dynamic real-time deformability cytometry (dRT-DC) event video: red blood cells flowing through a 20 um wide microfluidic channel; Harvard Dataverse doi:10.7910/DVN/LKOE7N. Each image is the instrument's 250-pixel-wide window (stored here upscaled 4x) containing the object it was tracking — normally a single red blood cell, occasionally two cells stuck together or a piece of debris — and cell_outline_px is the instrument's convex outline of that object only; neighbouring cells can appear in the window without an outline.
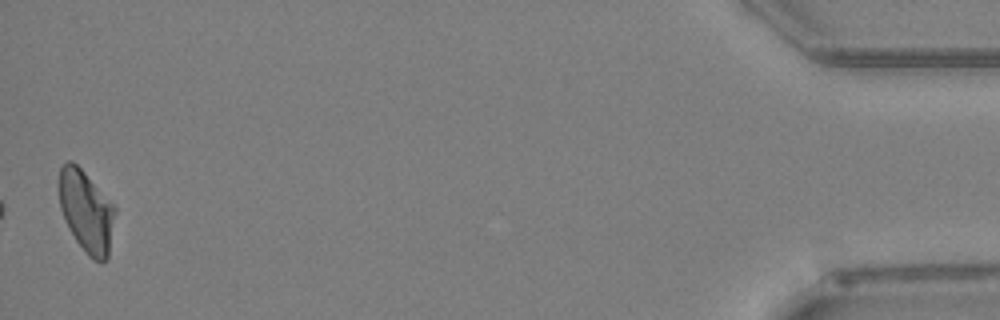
{"species": "Egyptian fruit bat (a non-hibernating species)", "species_latin": "Rousettus aegyptiacus", "temperature_condition": "warm", "stored_images_in_passage": 32, "camera_frame_rate_fps": 3000, "um_per_image_px": 0.085, "animal": {"sex": "female"}, "frame": {"image": 1, "passage_image": 32, "time_ms": 10.333, "image_size_px": [1000, 320], "cell_outline_px": [[116, 212], [108, 256], [100, 264], [92, 260], [88, 256], [76, 240], [64, 220], [60, 208], [60, 168], [68, 160], [72, 160], [84, 172], [116, 208]], "centroid_in_image_um": [7.35, 18.0], "position_along_channel_um": 427.9, "area_um2": 26.36}}